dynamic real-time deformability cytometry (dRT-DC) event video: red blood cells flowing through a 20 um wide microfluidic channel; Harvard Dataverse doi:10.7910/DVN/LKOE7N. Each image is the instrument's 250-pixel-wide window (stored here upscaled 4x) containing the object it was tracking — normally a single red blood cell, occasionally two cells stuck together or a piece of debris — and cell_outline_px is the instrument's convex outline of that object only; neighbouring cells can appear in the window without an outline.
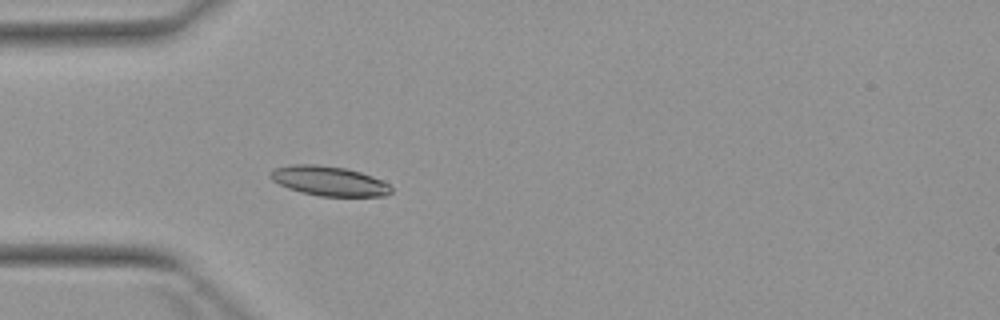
{"species": "Egyptian fruit bat (a non-hibernating species)", "species_latin": "Rousettus aegyptiacus", "temperature_condition": "warm", "stored_images_in_passage": 4, "camera_frame_rate_fps": 3000, "um_per_image_px": 0.085, "animal": {"sex": "female"}, "frame": {"image": 1, "passage_image": 4, "time_ms": 4.333, "image_size_px": [1000, 320], "cell_outline_px": [[392, 192], [384, 196], [320, 196], [300, 192], [288, 188], [272, 180], [268, 176], [272, 168], [292, 164], [316, 164], [344, 168], [360, 172], [372, 176], [388, 184], [392, 188]], "centroid_in_image_um": [27.92, 15.38], "position_along_channel_um": 57.1, "area_um2": 20.87}}